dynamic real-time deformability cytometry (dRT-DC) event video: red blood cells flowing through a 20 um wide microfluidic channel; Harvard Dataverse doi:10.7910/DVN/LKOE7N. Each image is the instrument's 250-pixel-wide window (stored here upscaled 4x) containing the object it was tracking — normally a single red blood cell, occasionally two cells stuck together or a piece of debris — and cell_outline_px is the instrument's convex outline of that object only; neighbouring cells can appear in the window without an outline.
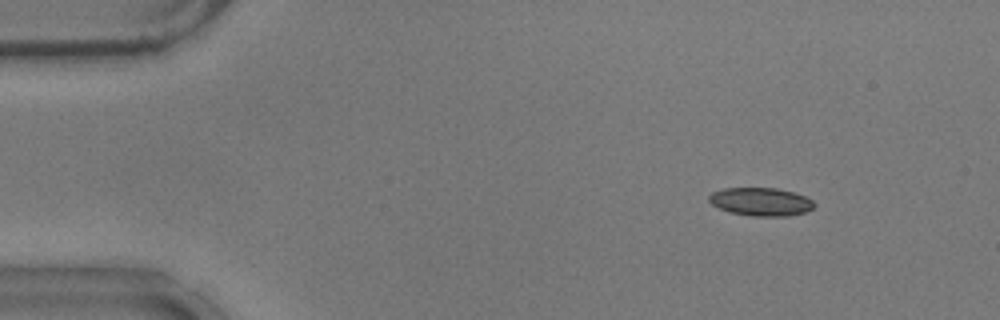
{"species": "common noctule bat (a hibernating species)", "species_latin": "Nyctalus noctula", "temperature_condition": "warm", "stored_images_in_passage": 49, "camera_frame_rate_fps": 3000, "um_per_image_px": 0.085, "animal": {"sex": "male", "body_mass_g": 17.9}, "frame": {"image": 1, "passage_image": 2, "time_ms": 0.333, "image_size_px": [1000, 320], "cell_outline_px": [[816, 204], [812, 208], [804, 212], [788, 216], [752, 216], [732, 212], [720, 208], [712, 204], [708, 200], [708, 196], [712, 192], [724, 188], [776, 188], [792, 192], [804, 196], [812, 200]], "centroid_in_image_um": [64.66, 17.14], "position_along_channel_um": 20.3, "area_um2": 17.11}}
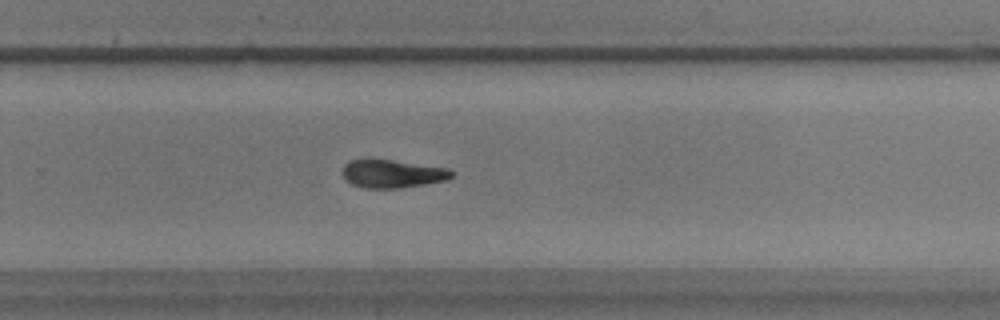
{"frame": {"image": 2, "passage_image": 31, "time_ms": 10.0, "image_size_px": [1000, 320], "cell_outline_px": [[452, 176], [448, 180], [400, 188], [364, 188], [352, 184], [344, 176], [344, 164], [352, 160], [392, 160], [448, 168], [452, 172]], "centroid_in_image_um": [33.39, 14.78], "position_along_channel_um": 296.4, "area_um2": 17.51}}
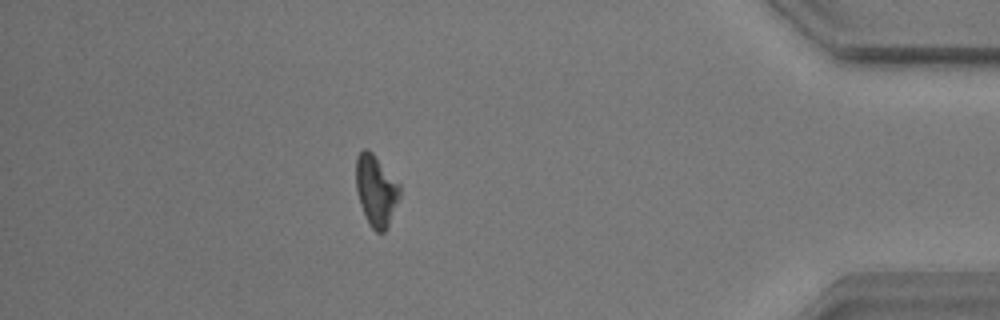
{"frame": {"image": 3, "passage_image": 43, "time_ms": 14.0, "image_size_px": [1000, 320], "cell_outline_px": [[400, 196], [388, 228], [384, 232], [376, 232], [368, 224], [360, 204], [356, 188], [356, 156], [364, 148], [368, 148], [372, 152], [400, 184]], "centroid_in_image_um": [31.96, 16.2], "position_along_channel_um": 403.2, "area_um2": 18.26}, "authors_computed_cell_mechanics": {"area_um2": 18.3804, "velocity_mm_per_s": 3.7314, "shape_relaxation_time_tau1_ms": 2.5938, "shape_relaxation_time_tau2_ms": null, "deformation_change_tau1": 0.1157, "deformation_change_tau2": null}}